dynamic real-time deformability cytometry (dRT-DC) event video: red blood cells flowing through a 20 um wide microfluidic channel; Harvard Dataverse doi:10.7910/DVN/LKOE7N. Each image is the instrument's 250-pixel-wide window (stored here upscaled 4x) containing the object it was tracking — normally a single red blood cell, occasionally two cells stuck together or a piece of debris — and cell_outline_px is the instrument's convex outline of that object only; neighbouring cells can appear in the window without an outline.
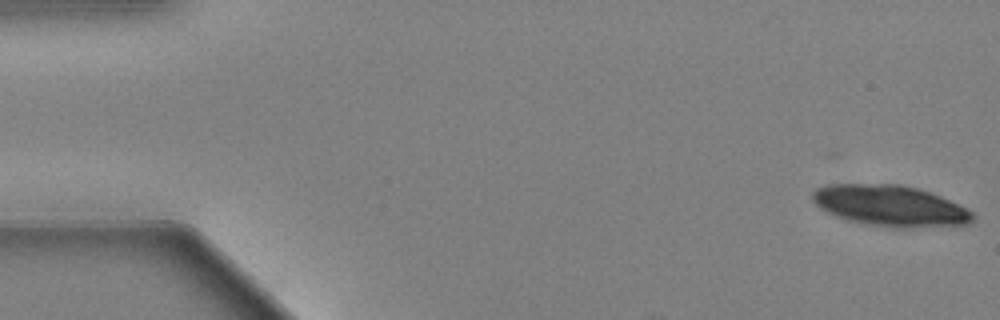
{"species": "Egyptian fruit bat (a non-hibernating species)", "species_latin": "Rousettus aegyptiacus", "temperature_condition": "warm", "stored_images_in_passage": 24, "camera_frame_rate_fps": 3000, "um_per_image_px": 0.085, "animal": {"sex": "female"}, "frame": {"image": 1, "passage_image": 1, "time_ms": 0.0, "image_size_px": [1000, 320], "cell_outline_px": [[976, 216], [968, 224], [904, 228], [892, 228], [864, 224], [848, 220], [836, 216], [820, 208], [812, 200], [812, 192], [816, 188], [824, 184], [900, 184], [916, 188], [940, 196], [972, 212]], "centroid_in_image_um": [75.61, 17.49], "position_along_channel_um": 9.4, "area_um2": 38.15}}